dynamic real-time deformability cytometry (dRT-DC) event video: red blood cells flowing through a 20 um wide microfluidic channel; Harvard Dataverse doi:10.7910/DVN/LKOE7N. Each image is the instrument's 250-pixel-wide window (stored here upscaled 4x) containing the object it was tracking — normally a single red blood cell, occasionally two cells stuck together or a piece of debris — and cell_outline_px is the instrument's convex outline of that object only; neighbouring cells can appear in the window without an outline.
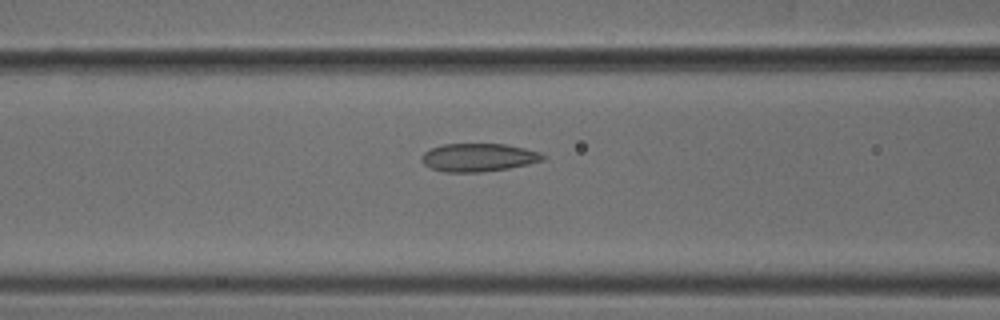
{"species": "common noctule bat (a hibernating species)", "species_latin": "Nyctalus noctula", "temperature_condition": "cold", "stored_images_in_passage": 37, "camera_frame_rate_fps": 3000, "um_per_image_px": 0.085, "animal": {"sex": "male", "body_mass_g": 18.8}, "frame": {"image": 1, "passage_image": 6, "time_ms": 1.667, "image_size_px": [1000, 320], "cell_outline_px": [[548, 156], [544, 160], [528, 164], [508, 168], [480, 172], [444, 172], [432, 168], [424, 164], [420, 160], [420, 156], [424, 152], [432, 148], [444, 144], [504, 144], [524, 148], [540, 152]], "centroid_in_image_um": [40.67, 13.38], "position_along_channel_um": 125.9, "area_um2": 19.88}}
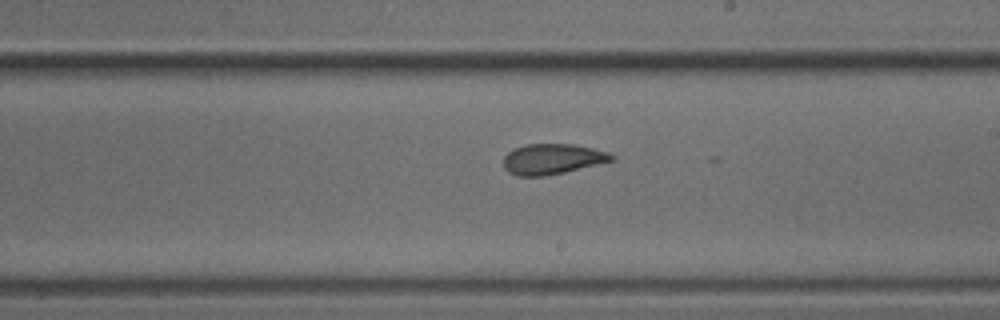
{"frame": {"image": 2, "passage_image": 15, "time_ms": 4.667, "image_size_px": [1000, 320], "cell_outline_px": [[616, 160], [564, 172], [544, 176], [516, 176], [508, 172], [504, 168], [504, 156], [508, 152], [524, 144], [572, 144], [592, 148], [608, 152], [616, 156]], "centroid_in_image_um": [46.96, 13.52], "position_along_channel_um": 242.0, "area_um2": 19.25}}
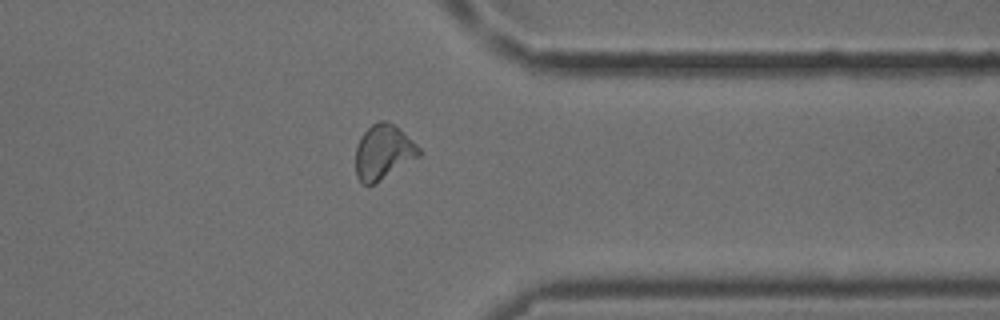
{"frame": {"image": 3, "passage_image": 26, "time_ms": 8.333, "image_size_px": [1000, 320], "cell_outline_px": [[420, 156], [376, 184], [364, 184], [356, 176], [356, 144], [360, 136], [372, 124], [380, 120], [388, 120], [400, 128], [420, 148]], "centroid_in_image_um": [32.58, 12.92], "position_along_channel_um": 378.8, "area_um2": 20.4}, "authors_computed_cell_mechanics": {"area_um2": 19.3052, "velocity_mm_per_s": 3.8747, "shape_relaxation_time_tau1_ms": 10.3052, "shape_relaxation_time_tau2_ms": 2.399, "deformation_change_tau1": 0.2017, "deformation_change_tau2": 0.0739}}